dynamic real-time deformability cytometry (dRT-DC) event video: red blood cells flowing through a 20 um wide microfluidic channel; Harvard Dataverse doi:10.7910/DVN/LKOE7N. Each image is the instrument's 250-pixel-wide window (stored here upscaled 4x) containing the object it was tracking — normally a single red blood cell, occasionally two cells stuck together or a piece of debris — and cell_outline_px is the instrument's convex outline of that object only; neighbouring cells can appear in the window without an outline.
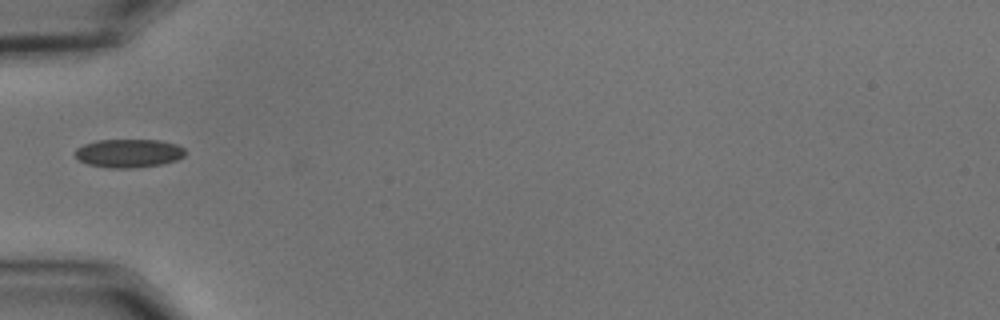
{"species": "common noctule bat (a hibernating species)", "species_latin": "Nyctalus noctula", "temperature_condition": "cold", "stored_images_in_passage": 5, "camera_frame_rate_fps": 3000, "um_per_image_px": 0.085, "animal": {"sex": "male", "body_mass_g": 15.6}, "frame": {"image": 1, "passage_image": 3, "time_ms": 0.667, "image_size_px": [1000, 320], "cell_outline_px": [[184, 156], [176, 160], [160, 164], [132, 168], [108, 168], [88, 164], [80, 160], [72, 152], [76, 148], [84, 144], [96, 140], [160, 140], [176, 144], [184, 148]], "centroid_in_image_um": [10.9, 13.02], "position_along_channel_um": 74.1, "area_um2": 18.26}}